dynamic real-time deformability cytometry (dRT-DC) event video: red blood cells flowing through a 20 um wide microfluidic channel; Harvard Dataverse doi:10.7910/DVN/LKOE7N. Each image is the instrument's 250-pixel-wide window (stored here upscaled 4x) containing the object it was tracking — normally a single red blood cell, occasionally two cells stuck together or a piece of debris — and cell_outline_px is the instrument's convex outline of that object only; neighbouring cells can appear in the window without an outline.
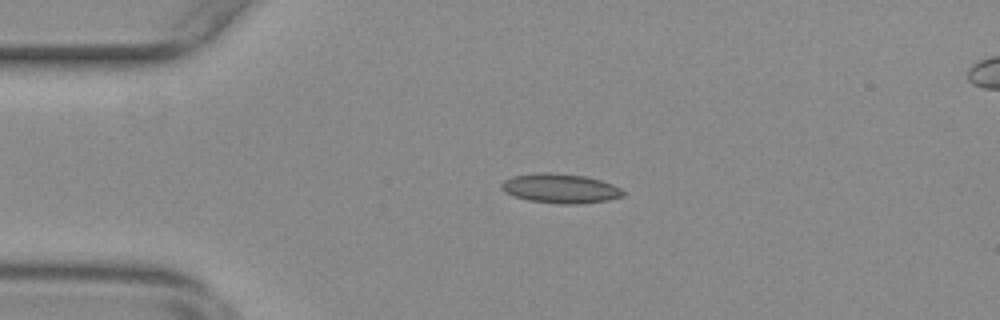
{"species": "common noctule bat (a hibernating species)", "species_latin": "Nyctalus noctula", "temperature_condition": "warm", "stored_images_in_passage": 47, "camera_frame_rate_fps": 3000, "um_per_image_px": 0.085, "animal": {"sex": "female", "body_mass_g": 29.2, "forearm_length_mm": 56.3}, "frame": {"image": 1, "passage_image": 4, "time_ms": 1.0, "image_size_px": [1000, 320], "cell_outline_px": [[624, 196], [608, 200], [576, 204], [560, 204], [528, 200], [504, 192], [500, 188], [500, 184], [504, 180], [512, 176], [540, 172], [548, 172], [584, 176], [600, 180], [612, 184], [620, 188], [624, 192]], "centroid_in_image_um": [47.61, 16.01], "position_along_channel_um": 37.4, "area_um2": 20.81}}
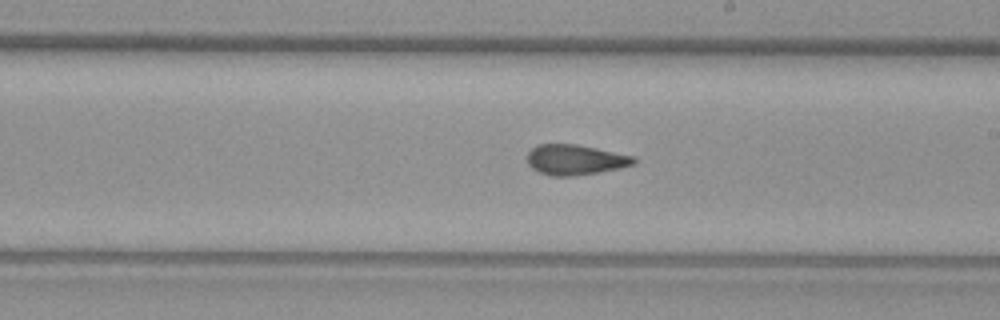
{"frame": {"image": 2, "passage_image": 23, "time_ms": 7.333, "image_size_px": [1000, 320], "cell_outline_px": [[636, 164], [620, 168], [600, 172], [572, 176], [552, 176], [540, 172], [532, 168], [528, 164], [528, 152], [536, 144], [576, 144], [636, 156]], "centroid_in_image_um": [48.92, 13.57], "position_along_channel_um": 240.1, "area_um2": 18.9}}
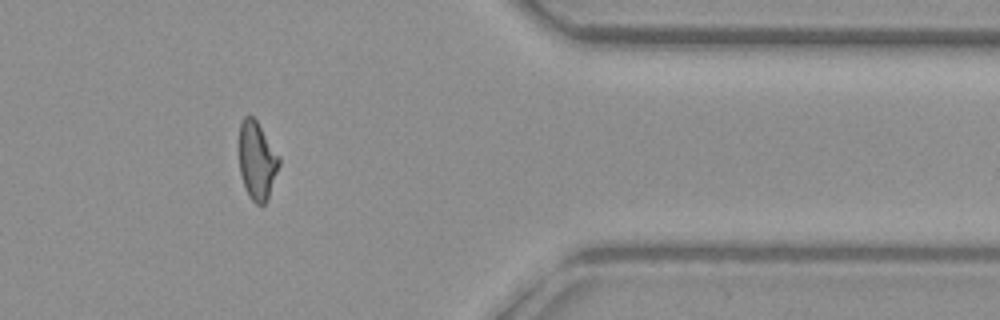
{"frame": {"image": 3, "passage_image": 37, "time_ms": 12.0, "image_size_px": [1000, 320], "cell_outline_px": [[280, 164], [268, 200], [264, 204], [256, 204], [248, 196], [244, 188], [240, 172], [240, 124], [244, 116], [252, 116], [256, 120], [280, 156]], "centroid_in_image_um": [21.86, 13.69], "position_along_channel_um": 389.5, "area_um2": 18.21}, "authors_computed_cell_mechanics": {"area_um2": 19.0162, "velocity_mm_per_s": 3.705, "shape_relaxation_time_tau1_ms": null, "shape_relaxation_time_tau2_ms": 1.3527, "deformation_change_tau1": null, "deformation_change_tau2": 0.0798}}